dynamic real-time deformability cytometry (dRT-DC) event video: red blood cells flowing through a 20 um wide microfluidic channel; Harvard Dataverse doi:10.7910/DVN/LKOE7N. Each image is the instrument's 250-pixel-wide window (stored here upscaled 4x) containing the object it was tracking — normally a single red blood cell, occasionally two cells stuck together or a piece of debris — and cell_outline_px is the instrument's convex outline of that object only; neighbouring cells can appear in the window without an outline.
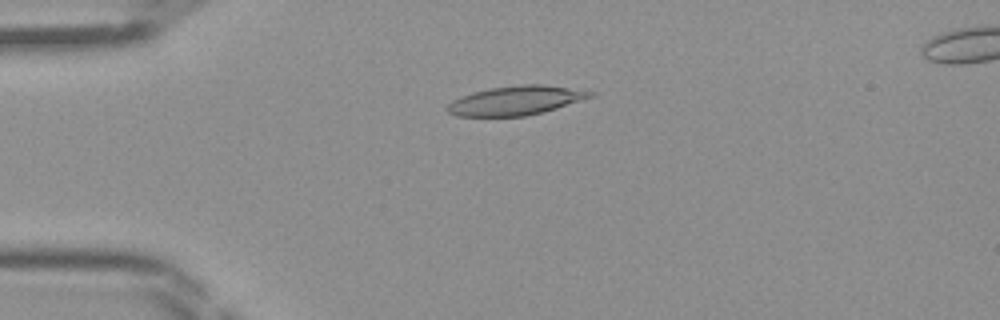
{"species": "Egyptian fruit bat (a non-hibernating species)", "species_latin": "Rousettus aegyptiacus", "temperature_condition": "room temperature", "stored_images_in_passage": 45, "camera_frame_rate_fps": 3000, "um_per_image_px": 0.085, "frame": {"image": 1, "passage_image": 11, "time_ms": 3.333, "image_size_px": [1000, 320], "cell_outline_px": [[596, 96], [544, 112], [524, 116], [456, 116], [448, 112], [444, 108], [452, 100], [472, 92], [492, 88], [520, 84], [544, 84], [596, 92]], "centroid_in_image_um": [43.86, 8.54], "position_along_channel_um": 41.1, "area_um2": 24.39}}
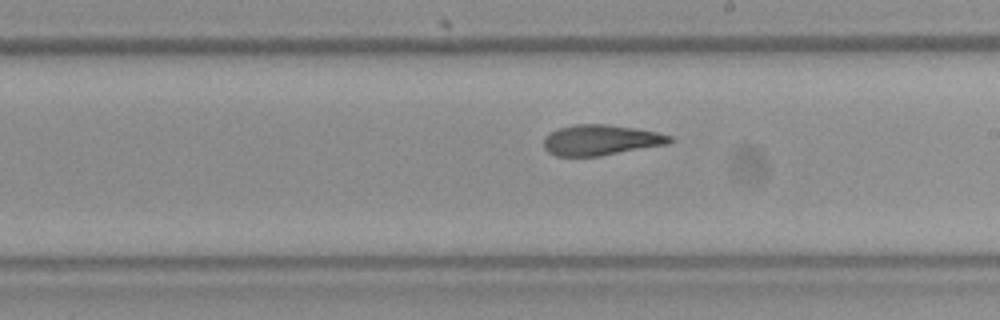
{"frame": {"image": 2, "passage_image": 26, "time_ms": 8.333, "image_size_px": [1000, 320], "cell_outline_px": [[676, 140], [668, 144], [600, 156], [556, 156], [548, 152], [544, 148], [544, 136], [560, 128], [576, 124], [608, 124], [636, 128], [656, 132], [672, 136]], "centroid_in_image_um": [51.1, 11.9], "position_along_channel_um": 237.9, "area_um2": 22.48}}
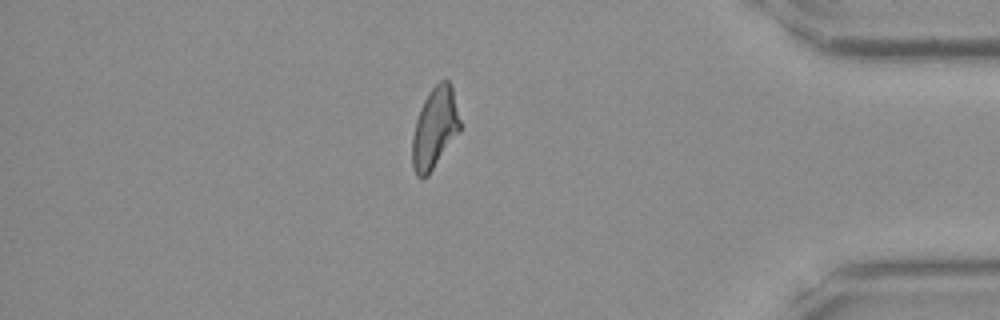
{"frame": {"image": 3, "passage_image": 39, "time_ms": 12.667, "image_size_px": [1000, 320], "cell_outline_px": [[460, 132], [428, 176], [424, 180], [420, 180], [416, 176], [412, 168], [412, 136], [416, 120], [420, 108], [428, 92], [440, 80], [448, 80], [452, 88], [460, 120]], "centroid_in_image_um": [36.93, 10.95], "position_along_channel_um": 398.3, "area_um2": 22.77}}